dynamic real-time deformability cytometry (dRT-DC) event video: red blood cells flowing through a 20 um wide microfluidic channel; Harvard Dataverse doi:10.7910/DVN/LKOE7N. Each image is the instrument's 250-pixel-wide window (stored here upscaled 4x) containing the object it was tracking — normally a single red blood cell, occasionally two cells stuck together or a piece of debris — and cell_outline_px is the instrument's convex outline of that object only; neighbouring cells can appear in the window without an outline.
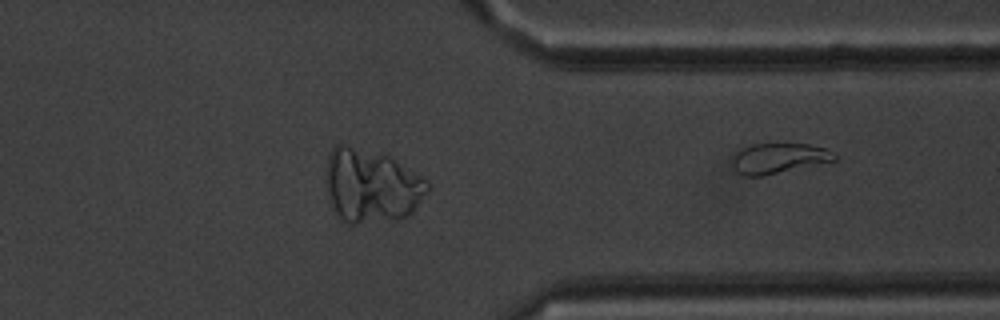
{"species": "common noctule bat (a hibernating species)", "species_latin": "Nyctalus noctula", "temperature_condition": "warm", "stored_images_in_passage": 46, "camera_frame_rate_fps": 3000, "um_per_image_px": 0.085, "animal": {"sex": "male", "body_mass_g": 20.1, "forearm_length_mm": 53.5}, "frame": {"image": 1, "passage_image": 46, "time_ms": 15.0, "image_size_px": [1000, 320], "cell_outline_px": [[836, 160], [764, 176], [744, 176], [732, 164], [732, 160], [736, 152], [740, 148], [752, 144], [808, 144], [828, 148], [836, 156]], "centroid_in_image_um": [66.2, 13.44], "position_along_channel_um": 345.2, "area_um2": 17.92}}